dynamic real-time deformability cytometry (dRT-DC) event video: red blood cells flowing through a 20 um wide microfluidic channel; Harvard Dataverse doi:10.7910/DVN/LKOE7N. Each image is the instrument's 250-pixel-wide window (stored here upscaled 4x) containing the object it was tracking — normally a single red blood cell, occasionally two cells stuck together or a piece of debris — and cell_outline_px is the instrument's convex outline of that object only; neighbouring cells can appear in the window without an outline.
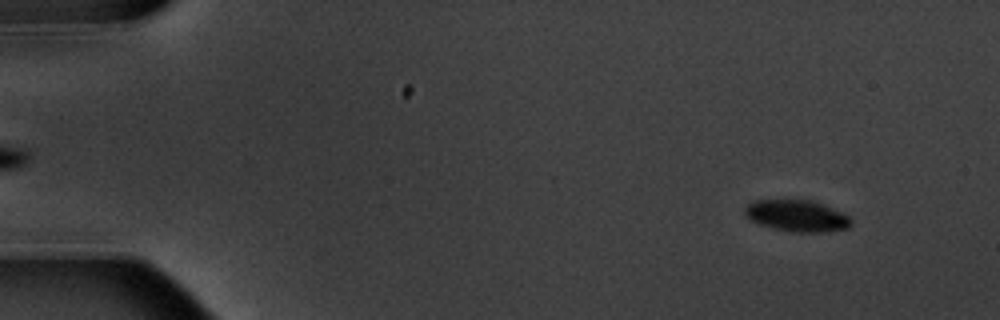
{"species": "common noctule bat (a hibernating species)", "species_latin": "Nyctalus noctula", "temperature_condition": "warm", "stored_images_in_passage": 4, "camera_frame_rate_fps": 3000, "um_per_image_px": 0.085, "animal": {"sex": "male", "body_mass_g": 20.1, "forearm_length_mm": 53.5}, "frame": {"image": 1, "passage_image": 1, "time_ms": 0.0, "image_size_px": [1000, 320], "cell_outline_px": [[852, 224], [848, 228], [824, 232], [792, 232], [760, 224], [744, 216], [744, 208], [748, 204], [756, 200], [808, 200], [820, 204], [848, 216], [852, 220]], "centroid_in_image_um": [67.71, 18.35], "position_along_channel_um": 17.3, "area_um2": 19.13}}
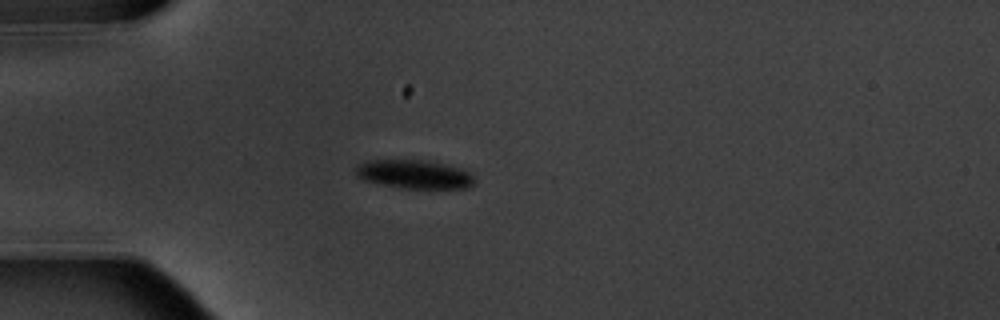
{"frame": {"image": 2, "passage_image": 4, "time_ms": 3.667, "image_size_px": [1000, 320], "cell_outline_px": [[476, 180], [472, 184], [464, 188], [400, 188], [360, 180], [356, 176], [356, 164], [368, 160], [428, 160], [464, 168]], "centroid_in_image_um": [35.17, 14.8], "position_along_channel_um": 49.8, "area_um2": 20.11}}